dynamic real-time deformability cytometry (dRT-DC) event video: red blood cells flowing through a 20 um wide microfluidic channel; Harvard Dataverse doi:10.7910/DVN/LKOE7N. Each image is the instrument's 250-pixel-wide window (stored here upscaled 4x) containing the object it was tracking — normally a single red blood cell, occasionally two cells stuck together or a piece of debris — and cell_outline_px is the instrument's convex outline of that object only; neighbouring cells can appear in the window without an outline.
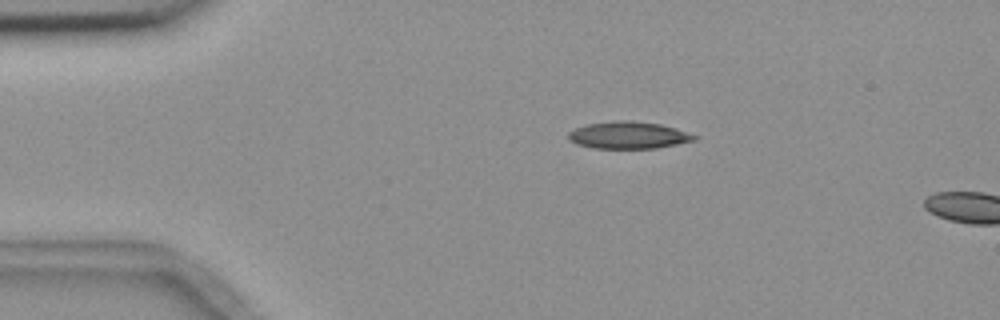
{"species": "common noctule bat (a hibernating species)", "species_latin": "Nyctalus noctula", "temperature_condition": "room temperature", "stored_images_in_passage": 4, "camera_frame_rate_fps": 3000, "um_per_image_px": 0.085, "animal": {"sex": "female", "body_mass_g": 18.4}, "frame": {"image": 1, "passage_image": 3, "time_ms": 2.333, "image_size_px": [1000, 320], "cell_outline_px": [[700, 136], [696, 140], [656, 148], [592, 148], [576, 144], [568, 140], [568, 132], [576, 128], [588, 124], [612, 120], [632, 120], [660, 124], [676, 128]], "centroid_in_image_um": [53.42, 11.48], "position_along_channel_um": 31.6, "area_um2": 20.06}}